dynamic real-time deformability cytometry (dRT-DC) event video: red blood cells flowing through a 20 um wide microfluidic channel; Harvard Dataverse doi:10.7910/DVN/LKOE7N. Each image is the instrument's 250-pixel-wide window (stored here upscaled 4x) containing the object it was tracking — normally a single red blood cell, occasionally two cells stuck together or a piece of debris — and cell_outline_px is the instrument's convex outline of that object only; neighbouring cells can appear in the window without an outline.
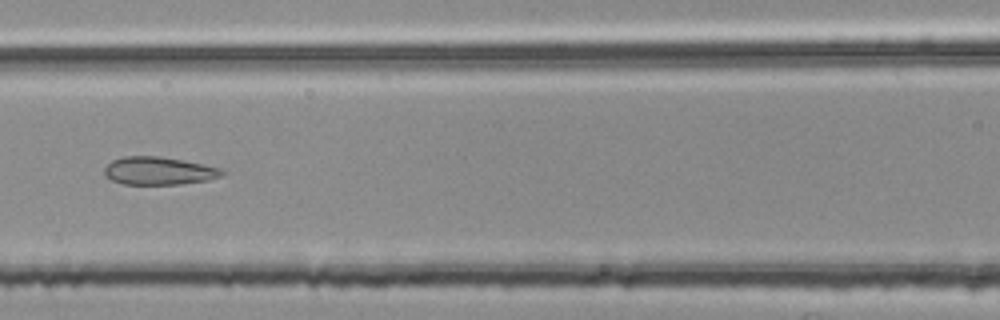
{"species": "common noctule bat (a hibernating species)", "species_latin": "Nyctalus noctula", "temperature_condition": "room temperature", "stored_images_in_passage": 55, "segment_of_instrument_passage": [2, 2], "camera_frame_rate_fps": 3000, "um_per_image_px": 0.085, "animal": {"sex": "female", "body_mass_g": 25.1}, "frame": {"image": 1, "passage_image": 25, "time_ms": 8.0, "image_size_px": [1000, 320], "cell_outline_px": [[224, 172], [220, 176], [208, 180], [180, 184], [124, 184], [112, 180], [104, 176], [104, 168], [112, 160], [124, 156], [156, 156], [180, 160], [220, 168]], "centroid_in_image_um": [13.43, 14.53], "position_along_channel_um": 153.2, "area_um2": 18.84}}
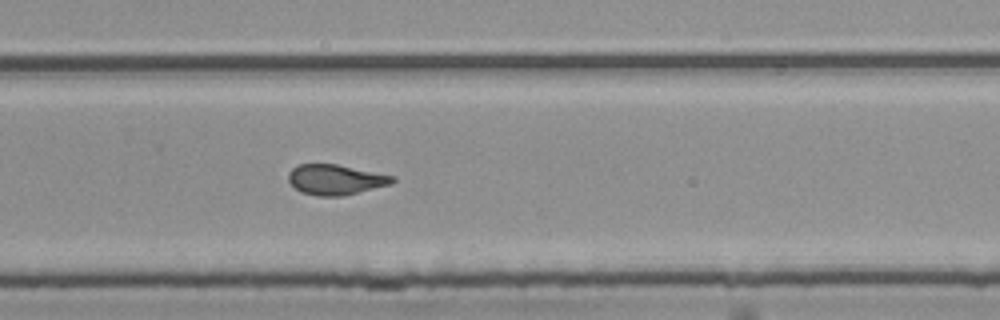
{"frame": {"image": 2, "passage_image": 37, "time_ms": 12.0, "image_size_px": [1000, 320], "cell_outline_px": [[396, 180], [392, 184], [344, 196], [316, 196], [300, 192], [288, 180], [288, 172], [292, 168], [300, 164], [336, 164], [396, 176]], "centroid_in_image_um": [28.54, 15.27], "position_along_channel_um": 301.3, "area_um2": 18.5}}
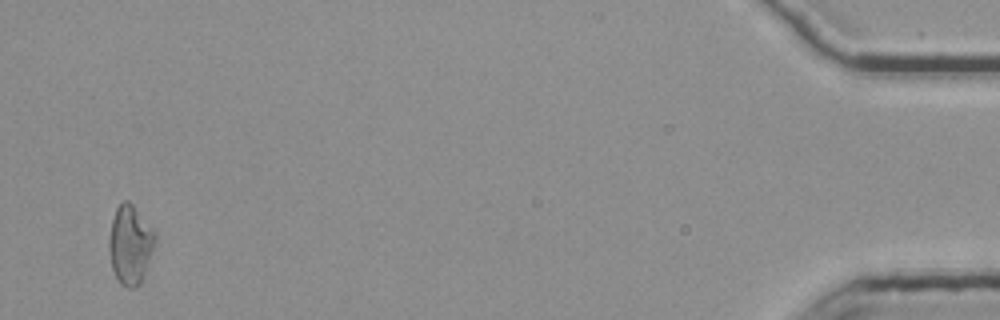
{"frame": {"image": 3, "passage_image": 54, "time_ms": 17.667, "image_size_px": [1000, 320], "cell_outline_px": [[156, 244], [140, 280], [132, 288], [128, 288], [120, 284], [112, 268], [108, 252], [108, 240], [112, 220], [116, 208], [124, 200], [128, 200], [132, 204], [156, 232]], "centroid_in_image_um": [11.05, 20.76], "position_along_channel_um": 424.1, "area_um2": 20.98}}